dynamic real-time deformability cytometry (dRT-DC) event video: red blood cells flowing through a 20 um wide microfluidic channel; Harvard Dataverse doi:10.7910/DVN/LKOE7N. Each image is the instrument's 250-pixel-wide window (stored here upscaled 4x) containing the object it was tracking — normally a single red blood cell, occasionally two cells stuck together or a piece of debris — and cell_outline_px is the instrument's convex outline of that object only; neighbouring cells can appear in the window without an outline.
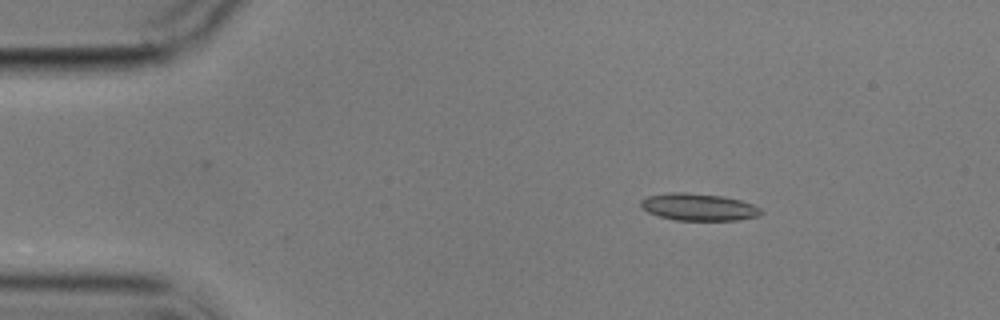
{"species": "common noctule bat (a hibernating species)", "species_latin": "Nyctalus noctula", "temperature_condition": "cold", "stored_images_in_passage": 4, "camera_frame_rate_fps": 3000, "um_per_image_px": 0.085, "animal": {"sex": "male", "body_mass_g": 17.9}, "frame": {"image": 1, "passage_image": 2, "time_ms": 1.333, "image_size_px": [1000, 320], "cell_outline_px": [[764, 212], [760, 216], [736, 220], [676, 220], [660, 216], [648, 212], [640, 208], [640, 200], [644, 196], [668, 192], [684, 192], [720, 196], [740, 200], [752, 204], [760, 208]], "centroid_in_image_um": [59.34, 17.59], "position_along_channel_um": 25.7, "area_um2": 19.13}}